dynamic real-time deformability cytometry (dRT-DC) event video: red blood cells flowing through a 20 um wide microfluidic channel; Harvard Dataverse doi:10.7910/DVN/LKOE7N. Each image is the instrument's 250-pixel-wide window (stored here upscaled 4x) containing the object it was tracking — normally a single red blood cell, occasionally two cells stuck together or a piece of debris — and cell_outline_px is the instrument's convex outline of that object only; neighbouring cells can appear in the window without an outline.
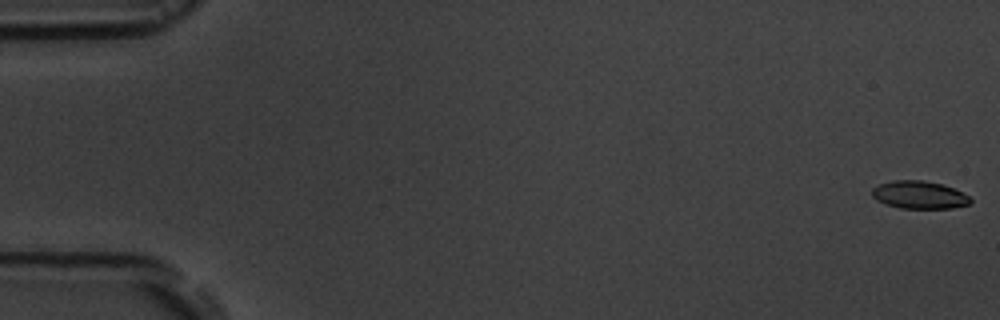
{"species": "common noctule bat (a hibernating species)", "species_latin": "Nyctalus noctula", "temperature_condition": "room temperature", "stored_images_in_passage": 56, "camera_frame_rate_fps": 3000, "um_per_image_px": 0.085, "animal": {"sex": "male", "body_mass_g": 19.5, "forearm_length_mm": 54.6}, "frame": {"image": 1, "passage_image": 1, "time_ms": 0.0, "image_size_px": [1000, 320], "cell_outline_px": [[972, 200], [968, 204], [952, 208], [900, 208], [876, 200], [872, 196], [872, 188], [880, 184], [892, 180], [924, 180], [940, 184], [952, 188], [968, 196]], "centroid_in_image_um": [78.1, 16.56], "position_along_channel_um": 6.9, "area_um2": 15.66}}
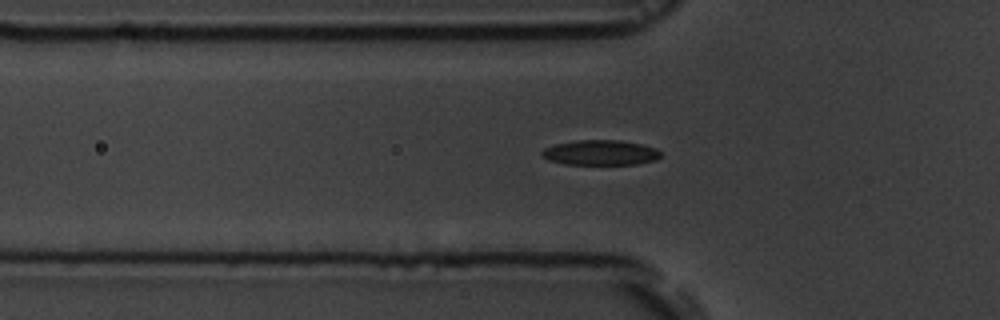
{"frame": {"image": 2, "passage_image": 19, "time_ms": 6.0, "image_size_px": [1000, 320], "cell_outline_px": [[660, 156], [656, 160], [636, 164], [564, 164], [548, 160], [540, 156], [540, 152], [544, 148], [556, 144], [576, 140], [620, 140], [640, 144], [656, 148], [660, 152]], "centroid_in_image_um": [51.0, 12.97], "position_along_channel_um": 74.8, "area_um2": 17.4}}
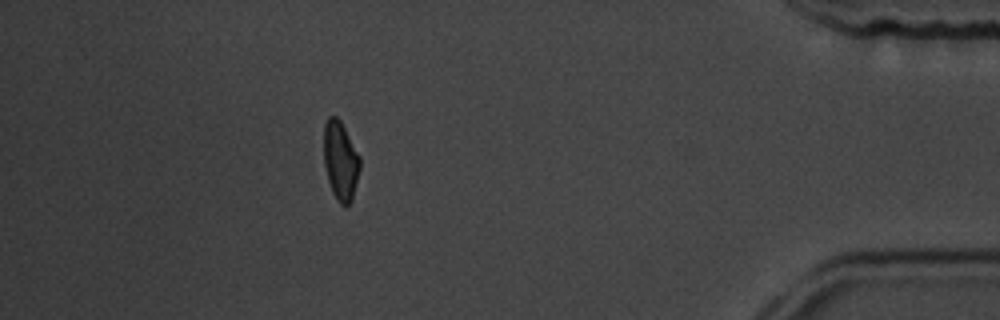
{"frame": {"image": 3, "passage_image": 50, "time_ms": 16.333, "image_size_px": [1000, 320], "cell_outline_px": [[360, 168], [352, 200], [344, 208], [336, 200], [332, 192], [328, 180], [324, 164], [324, 124], [328, 116], [336, 116], [340, 120], [360, 156]], "centroid_in_image_um": [28.94, 13.68], "position_along_channel_um": 406.3, "area_um2": 16.7}, "authors_computed_cell_mechanics": {"area_um2": 17.1666, "velocity_mm_per_s": 3.6906, "shape_relaxation_time_tau1_ms": 3.4236, "shape_relaxation_time_tau2_ms": 1.4125, "deformation_change_tau1": 0.1365, "deformation_change_tau2": 0.066}}